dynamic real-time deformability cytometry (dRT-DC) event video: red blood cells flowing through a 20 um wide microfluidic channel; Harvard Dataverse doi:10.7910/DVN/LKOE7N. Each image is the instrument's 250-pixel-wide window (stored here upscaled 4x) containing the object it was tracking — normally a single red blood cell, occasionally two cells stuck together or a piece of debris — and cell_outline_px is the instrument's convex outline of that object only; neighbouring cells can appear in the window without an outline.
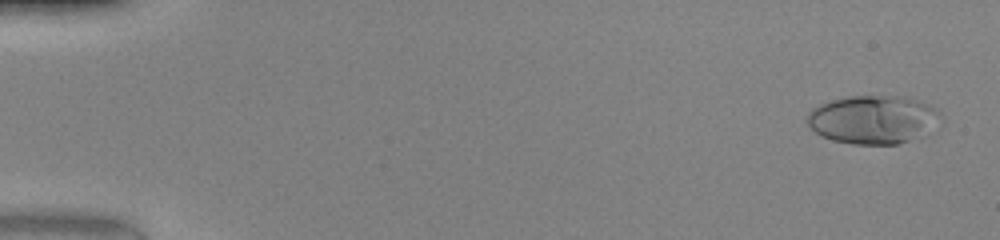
{"species": "human", "species_latin": "Homo sapiens", "temperature_condition": "warm", "stored_images_in_passage": 49, "camera_frame_rate_fps": 3000, "um_per_image_px": 0.085, "donor": {"sex": "female"}, "frame": {"image": 1, "passage_image": 2, "time_ms": 0.333, "image_size_px": [1000, 240], "cell_outline_px": [[940, 128], [924, 136], [896, 144], [852, 144], [832, 140], [820, 136], [808, 124], [808, 112], [812, 108], [820, 104], [832, 100], [848, 96], [908, 96], [928, 104], [936, 108], [940, 112]], "centroid_in_image_um": [74.29, 10.17], "position_along_channel_um": 10.7, "area_um2": 38.26}}
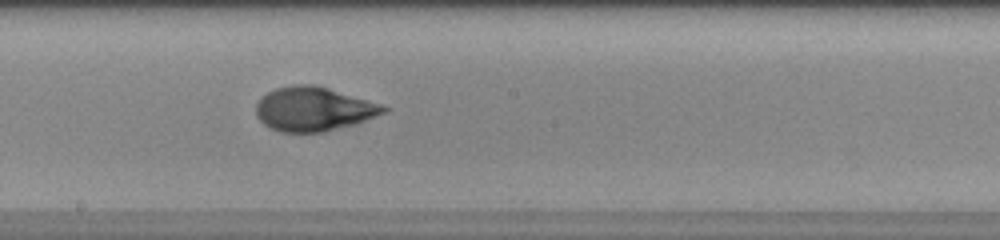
{"frame": {"image": 2, "passage_image": 28, "time_ms": 9.0, "image_size_px": [1000, 240], "cell_outline_px": [[392, 108], [388, 112], [352, 124], [324, 132], [280, 132], [268, 128], [256, 116], [256, 104], [268, 92], [276, 88], [296, 84], [312, 84], [328, 88], [368, 100]], "centroid_in_image_um": [26.65, 9.27], "position_along_channel_um": 221.5, "area_um2": 32.6}}
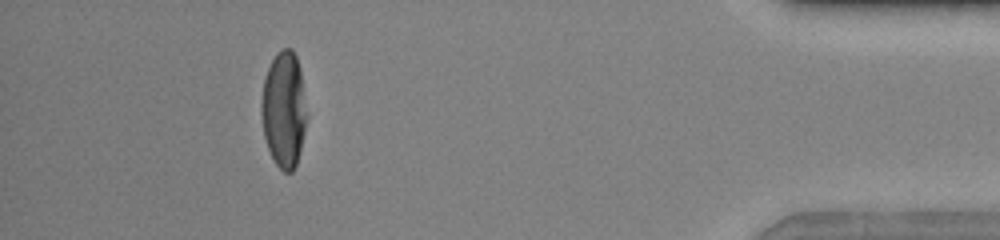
{"frame": {"image": 3, "passage_image": 45, "time_ms": 14.667, "image_size_px": [1000, 240], "cell_outline_px": [[308, 116], [296, 164], [292, 172], [284, 172], [276, 164], [268, 148], [264, 136], [260, 112], [260, 104], [264, 76], [276, 52], [280, 48], [292, 48], [296, 56], [300, 68]], "centroid_in_image_um": [24.12, 9.26], "position_along_channel_um": 411.1, "area_um2": 30.98}, "authors_computed_cell_mechanics": {"area_um2": 32.5992, "velocity_mm_per_s": 4.2405, "shape_relaxation_time_tau1_ms": 4.7937, "shape_relaxation_time_tau2_ms": 0.7128, "deformation_change_tau1": 0.2632, "deformation_change_tau2": 0.0587}}